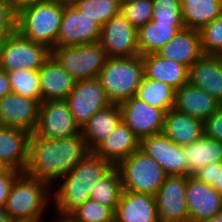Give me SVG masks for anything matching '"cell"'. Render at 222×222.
<instances>
[{"mask_svg": "<svg viewBox=\"0 0 222 222\" xmlns=\"http://www.w3.org/2000/svg\"><path fill=\"white\" fill-rule=\"evenodd\" d=\"M89 152L81 133L58 139H44L32 133L24 173L53 187Z\"/></svg>", "mask_w": 222, "mask_h": 222, "instance_id": "obj_1", "label": "cell"}, {"mask_svg": "<svg viewBox=\"0 0 222 222\" xmlns=\"http://www.w3.org/2000/svg\"><path fill=\"white\" fill-rule=\"evenodd\" d=\"M112 167L108 161L90 151L55 183L56 186L54 185L51 192L52 206L56 209V215L67 217L73 210L90 199L89 194L93 185Z\"/></svg>", "mask_w": 222, "mask_h": 222, "instance_id": "obj_2", "label": "cell"}, {"mask_svg": "<svg viewBox=\"0 0 222 222\" xmlns=\"http://www.w3.org/2000/svg\"><path fill=\"white\" fill-rule=\"evenodd\" d=\"M63 8L48 0L22 6L16 11V31L24 38L52 50L56 47Z\"/></svg>", "mask_w": 222, "mask_h": 222, "instance_id": "obj_3", "label": "cell"}, {"mask_svg": "<svg viewBox=\"0 0 222 222\" xmlns=\"http://www.w3.org/2000/svg\"><path fill=\"white\" fill-rule=\"evenodd\" d=\"M52 189L48 183L20 173L5 204L9 219L43 221L47 207L52 204Z\"/></svg>", "mask_w": 222, "mask_h": 222, "instance_id": "obj_4", "label": "cell"}, {"mask_svg": "<svg viewBox=\"0 0 222 222\" xmlns=\"http://www.w3.org/2000/svg\"><path fill=\"white\" fill-rule=\"evenodd\" d=\"M143 77L142 57L137 55L127 58H108L97 78L109 101L112 104H120L136 96Z\"/></svg>", "mask_w": 222, "mask_h": 222, "instance_id": "obj_5", "label": "cell"}, {"mask_svg": "<svg viewBox=\"0 0 222 222\" xmlns=\"http://www.w3.org/2000/svg\"><path fill=\"white\" fill-rule=\"evenodd\" d=\"M115 167L123 190L154 197L167 177L158 163L141 149L121 160Z\"/></svg>", "mask_w": 222, "mask_h": 222, "instance_id": "obj_6", "label": "cell"}, {"mask_svg": "<svg viewBox=\"0 0 222 222\" xmlns=\"http://www.w3.org/2000/svg\"><path fill=\"white\" fill-rule=\"evenodd\" d=\"M51 56L75 81L97 78L108 59L99 42L55 47Z\"/></svg>", "mask_w": 222, "mask_h": 222, "instance_id": "obj_7", "label": "cell"}, {"mask_svg": "<svg viewBox=\"0 0 222 222\" xmlns=\"http://www.w3.org/2000/svg\"><path fill=\"white\" fill-rule=\"evenodd\" d=\"M51 50L21 36L17 31L0 43V69L6 72L26 69L38 71Z\"/></svg>", "mask_w": 222, "mask_h": 222, "instance_id": "obj_8", "label": "cell"}, {"mask_svg": "<svg viewBox=\"0 0 222 222\" xmlns=\"http://www.w3.org/2000/svg\"><path fill=\"white\" fill-rule=\"evenodd\" d=\"M34 133L44 139L69 138L81 133L65 100L40 103L39 118Z\"/></svg>", "mask_w": 222, "mask_h": 222, "instance_id": "obj_9", "label": "cell"}, {"mask_svg": "<svg viewBox=\"0 0 222 222\" xmlns=\"http://www.w3.org/2000/svg\"><path fill=\"white\" fill-rule=\"evenodd\" d=\"M65 101L80 128L94 113L112 104L98 78L76 81Z\"/></svg>", "mask_w": 222, "mask_h": 222, "instance_id": "obj_10", "label": "cell"}, {"mask_svg": "<svg viewBox=\"0 0 222 222\" xmlns=\"http://www.w3.org/2000/svg\"><path fill=\"white\" fill-rule=\"evenodd\" d=\"M99 43L108 58H127L139 55L137 30L118 14L101 28Z\"/></svg>", "mask_w": 222, "mask_h": 222, "instance_id": "obj_11", "label": "cell"}, {"mask_svg": "<svg viewBox=\"0 0 222 222\" xmlns=\"http://www.w3.org/2000/svg\"><path fill=\"white\" fill-rule=\"evenodd\" d=\"M101 26L87 18L74 6L64 7L56 47L99 42Z\"/></svg>", "mask_w": 222, "mask_h": 222, "instance_id": "obj_12", "label": "cell"}, {"mask_svg": "<svg viewBox=\"0 0 222 222\" xmlns=\"http://www.w3.org/2000/svg\"><path fill=\"white\" fill-rule=\"evenodd\" d=\"M188 176H167L155 195L159 222H189L185 190Z\"/></svg>", "mask_w": 222, "mask_h": 222, "instance_id": "obj_13", "label": "cell"}, {"mask_svg": "<svg viewBox=\"0 0 222 222\" xmlns=\"http://www.w3.org/2000/svg\"><path fill=\"white\" fill-rule=\"evenodd\" d=\"M119 105L122 121L138 139L162 133L165 115L162 110L142 102L136 96Z\"/></svg>", "mask_w": 222, "mask_h": 222, "instance_id": "obj_14", "label": "cell"}, {"mask_svg": "<svg viewBox=\"0 0 222 222\" xmlns=\"http://www.w3.org/2000/svg\"><path fill=\"white\" fill-rule=\"evenodd\" d=\"M140 149L157 162L167 176H188L182 146L173 143L163 133L142 138Z\"/></svg>", "mask_w": 222, "mask_h": 222, "instance_id": "obj_15", "label": "cell"}, {"mask_svg": "<svg viewBox=\"0 0 222 222\" xmlns=\"http://www.w3.org/2000/svg\"><path fill=\"white\" fill-rule=\"evenodd\" d=\"M40 100L29 99L10 92L0 99V126L26 130L34 133Z\"/></svg>", "mask_w": 222, "mask_h": 222, "instance_id": "obj_16", "label": "cell"}, {"mask_svg": "<svg viewBox=\"0 0 222 222\" xmlns=\"http://www.w3.org/2000/svg\"><path fill=\"white\" fill-rule=\"evenodd\" d=\"M185 199L189 222L211 219L222 212V195L191 175L187 177Z\"/></svg>", "mask_w": 222, "mask_h": 222, "instance_id": "obj_17", "label": "cell"}, {"mask_svg": "<svg viewBox=\"0 0 222 222\" xmlns=\"http://www.w3.org/2000/svg\"><path fill=\"white\" fill-rule=\"evenodd\" d=\"M187 83L222 101V55H202L188 68Z\"/></svg>", "mask_w": 222, "mask_h": 222, "instance_id": "obj_18", "label": "cell"}, {"mask_svg": "<svg viewBox=\"0 0 222 222\" xmlns=\"http://www.w3.org/2000/svg\"><path fill=\"white\" fill-rule=\"evenodd\" d=\"M139 149L140 139L121 120L93 152L112 166H116L121 160Z\"/></svg>", "mask_w": 222, "mask_h": 222, "instance_id": "obj_19", "label": "cell"}, {"mask_svg": "<svg viewBox=\"0 0 222 222\" xmlns=\"http://www.w3.org/2000/svg\"><path fill=\"white\" fill-rule=\"evenodd\" d=\"M114 222H159L155 197L123 190L114 212Z\"/></svg>", "mask_w": 222, "mask_h": 222, "instance_id": "obj_20", "label": "cell"}, {"mask_svg": "<svg viewBox=\"0 0 222 222\" xmlns=\"http://www.w3.org/2000/svg\"><path fill=\"white\" fill-rule=\"evenodd\" d=\"M219 107L220 102L209 93L188 83L175 90L173 109L203 122Z\"/></svg>", "mask_w": 222, "mask_h": 222, "instance_id": "obj_21", "label": "cell"}, {"mask_svg": "<svg viewBox=\"0 0 222 222\" xmlns=\"http://www.w3.org/2000/svg\"><path fill=\"white\" fill-rule=\"evenodd\" d=\"M30 133L0 126V161L8 168L24 172L28 160Z\"/></svg>", "mask_w": 222, "mask_h": 222, "instance_id": "obj_22", "label": "cell"}, {"mask_svg": "<svg viewBox=\"0 0 222 222\" xmlns=\"http://www.w3.org/2000/svg\"><path fill=\"white\" fill-rule=\"evenodd\" d=\"M156 53L165 59L181 63L190 68L203 55L199 31L188 28L179 30Z\"/></svg>", "mask_w": 222, "mask_h": 222, "instance_id": "obj_23", "label": "cell"}, {"mask_svg": "<svg viewBox=\"0 0 222 222\" xmlns=\"http://www.w3.org/2000/svg\"><path fill=\"white\" fill-rule=\"evenodd\" d=\"M38 75L42 102L65 100L76 82L51 55L38 70Z\"/></svg>", "mask_w": 222, "mask_h": 222, "instance_id": "obj_24", "label": "cell"}, {"mask_svg": "<svg viewBox=\"0 0 222 222\" xmlns=\"http://www.w3.org/2000/svg\"><path fill=\"white\" fill-rule=\"evenodd\" d=\"M144 77L164 82L174 90L187 84L188 68L181 63L165 59L157 53L141 56Z\"/></svg>", "mask_w": 222, "mask_h": 222, "instance_id": "obj_25", "label": "cell"}, {"mask_svg": "<svg viewBox=\"0 0 222 222\" xmlns=\"http://www.w3.org/2000/svg\"><path fill=\"white\" fill-rule=\"evenodd\" d=\"M162 133L179 146L188 145L204 135V122L171 109L164 115Z\"/></svg>", "mask_w": 222, "mask_h": 222, "instance_id": "obj_26", "label": "cell"}, {"mask_svg": "<svg viewBox=\"0 0 222 222\" xmlns=\"http://www.w3.org/2000/svg\"><path fill=\"white\" fill-rule=\"evenodd\" d=\"M122 120L119 104H110L108 107L94 113L81 127V134L89 151H93Z\"/></svg>", "mask_w": 222, "mask_h": 222, "instance_id": "obj_27", "label": "cell"}, {"mask_svg": "<svg viewBox=\"0 0 222 222\" xmlns=\"http://www.w3.org/2000/svg\"><path fill=\"white\" fill-rule=\"evenodd\" d=\"M188 176L206 164L222 162V143L203 135L188 145H183Z\"/></svg>", "mask_w": 222, "mask_h": 222, "instance_id": "obj_28", "label": "cell"}, {"mask_svg": "<svg viewBox=\"0 0 222 222\" xmlns=\"http://www.w3.org/2000/svg\"><path fill=\"white\" fill-rule=\"evenodd\" d=\"M185 28L200 31L222 14V0H180Z\"/></svg>", "mask_w": 222, "mask_h": 222, "instance_id": "obj_29", "label": "cell"}, {"mask_svg": "<svg viewBox=\"0 0 222 222\" xmlns=\"http://www.w3.org/2000/svg\"><path fill=\"white\" fill-rule=\"evenodd\" d=\"M184 24L146 23L137 30V45L139 55L143 56L156 53L169 42L179 30L184 29Z\"/></svg>", "mask_w": 222, "mask_h": 222, "instance_id": "obj_30", "label": "cell"}, {"mask_svg": "<svg viewBox=\"0 0 222 222\" xmlns=\"http://www.w3.org/2000/svg\"><path fill=\"white\" fill-rule=\"evenodd\" d=\"M136 97L164 113L173 109L175 104V90L172 87L164 82L153 81L146 77H143Z\"/></svg>", "mask_w": 222, "mask_h": 222, "instance_id": "obj_31", "label": "cell"}, {"mask_svg": "<svg viewBox=\"0 0 222 222\" xmlns=\"http://www.w3.org/2000/svg\"><path fill=\"white\" fill-rule=\"evenodd\" d=\"M122 191L120 175L117 168L113 166L93 185L89 197L115 212Z\"/></svg>", "mask_w": 222, "mask_h": 222, "instance_id": "obj_32", "label": "cell"}, {"mask_svg": "<svg viewBox=\"0 0 222 222\" xmlns=\"http://www.w3.org/2000/svg\"><path fill=\"white\" fill-rule=\"evenodd\" d=\"M74 7L101 27L120 14V0H79Z\"/></svg>", "mask_w": 222, "mask_h": 222, "instance_id": "obj_33", "label": "cell"}, {"mask_svg": "<svg viewBox=\"0 0 222 222\" xmlns=\"http://www.w3.org/2000/svg\"><path fill=\"white\" fill-rule=\"evenodd\" d=\"M7 75L13 93L42 102L38 71L17 69L7 72Z\"/></svg>", "mask_w": 222, "mask_h": 222, "instance_id": "obj_34", "label": "cell"}, {"mask_svg": "<svg viewBox=\"0 0 222 222\" xmlns=\"http://www.w3.org/2000/svg\"><path fill=\"white\" fill-rule=\"evenodd\" d=\"M66 218L71 222H114V211L110 207L88 199Z\"/></svg>", "mask_w": 222, "mask_h": 222, "instance_id": "obj_35", "label": "cell"}, {"mask_svg": "<svg viewBox=\"0 0 222 222\" xmlns=\"http://www.w3.org/2000/svg\"><path fill=\"white\" fill-rule=\"evenodd\" d=\"M152 0H131L121 3L120 13L138 30L152 20Z\"/></svg>", "mask_w": 222, "mask_h": 222, "instance_id": "obj_36", "label": "cell"}, {"mask_svg": "<svg viewBox=\"0 0 222 222\" xmlns=\"http://www.w3.org/2000/svg\"><path fill=\"white\" fill-rule=\"evenodd\" d=\"M199 34L204 55H222V14L204 26Z\"/></svg>", "mask_w": 222, "mask_h": 222, "instance_id": "obj_37", "label": "cell"}, {"mask_svg": "<svg viewBox=\"0 0 222 222\" xmlns=\"http://www.w3.org/2000/svg\"><path fill=\"white\" fill-rule=\"evenodd\" d=\"M152 22L164 24H184L180 0H152Z\"/></svg>", "mask_w": 222, "mask_h": 222, "instance_id": "obj_38", "label": "cell"}, {"mask_svg": "<svg viewBox=\"0 0 222 222\" xmlns=\"http://www.w3.org/2000/svg\"><path fill=\"white\" fill-rule=\"evenodd\" d=\"M16 31V10L8 0H0V43Z\"/></svg>", "mask_w": 222, "mask_h": 222, "instance_id": "obj_39", "label": "cell"}, {"mask_svg": "<svg viewBox=\"0 0 222 222\" xmlns=\"http://www.w3.org/2000/svg\"><path fill=\"white\" fill-rule=\"evenodd\" d=\"M204 135L222 143V108L219 107L205 122Z\"/></svg>", "mask_w": 222, "mask_h": 222, "instance_id": "obj_40", "label": "cell"}, {"mask_svg": "<svg viewBox=\"0 0 222 222\" xmlns=\"http://www.w3.org/2000/svg\"><path fill=\"white\" fill-rule=\"evenodd\" d=\"M20 173L14 169H7L0 174V207H5L10 188Z\"/></svg>", "mask_w": 222, "mask_h": 222, "instance_id": "obj_41", "label": "cell"}, {"mask_svg": "<svg viewBox=\"0 0 222 222\" xmlns=\"http://www.w3.org/2000/svg\"><path fill=\"white\" fill-rule=\"evenodd\" d=\"M217 175V163L206 164L202 168L198 169L193 176L196 180L212 185L216 180Z\"/></svg>", "mask_w": 222, "mask_h": 222, "instance_id": "obj_42", "label": "cell"}, {"mask_svg": "<svg viewBox=\"0 0 222 222\" xmlns=\"http://www.w3.org/2000/svg\"><path fill=\"white\" fill-rule=\"evenodd\" d=\"M12 92L6 71L0 69V99Z\"/></svg>", "mask_w": 222, "mask_h": 222, "instance_id": "obj_43", "label": "cell"}, {"mask_svg": "<svg viewBox=\"0 0 222 222\" xmlns=\"http://www.w3.org/2000/svg\"><path fill=\"white\" fill-rule=\"evenodd\" d=\"M211 186L222 195V162L217 163L216 180Z\"/></svg>", "mask_w": 222, "mask_h": 222, "instance_id": "obj_44", "label": "cell"}, {"mask_svg": "<svg viewBox=\"0 0 222 222\" xmlns=\"http://www.w3.org/2000/svg\"><path fill=\"white\" fill-rule=\"evenodd\" d=\"M38 0H8L10 5L17 11L22 6L31 4L33 2H36Z\"/></svg>", "mask_w": 222, "mask_h": 222, "instance_id": "obj_45", "label": "cell"}, {"mask_svg": "<svg viewBox=\"0 0 222 222\" xmlns=\"http://www.w3.org/2000/svg\"><path fill=\"white\" fill-rule=\"evenodd\" d=\"M63 7L74 6L79 0H48Z\"/></svg>", "mask_w": 222, "mask_h": 222, "instance_id": "obj_46", "label": "cell"}, {"mask_svg": "<svg viewBox=\"0 0 222 222\" xmlns=\"http://www.w3.org/2000/svg\"><path fill=\"white\" fill-rule=\"evenodd\" d=\"M9 216L5 210V207H0V222H8Z\"/></svg>", "mask_w": 222, "mask_h": 222, "instance_id": "obj_47", "label": "cell"}, {"mask_svg": "<svg viewBox=\"0 0 222 222\" xmlns=\"http://www.w3.org/2000/svg\"><path fill=\"white\" fill-rule=\"evenodd\" d=\"M200 222H222V212L219 213L218 215H215L211 219L203 220Z\"/></svg>", "mask_w": 222, "mask_h": 222, "instance_id": "obj_48", "label": "cell"}, {"mask_svg": "<svg viewBox=\"0 0 222 222\" xmlns=\"http://www.w3.org/2000/svg\"><path fill=\"white\" fill-rule=\"evenodd\" d=\"M56 219V220H55ZM55 221L53 222H71L69 219H67L66 217H55L54 218Z\"/></svg>", "mask_w": 222, "mask_h": 222, "instance_id": "obj_49", "label": "cell"}, {"mask_svg": "<svg viewBox=\"0 0 222 222\" xmlns=\"http://www.w3.org/2000/svg\"><path fill=\"white\" fill-rule=\"evenodd\" d=\"M8 222H43V221H29V220H20V219H9Z\"/></svg>", "mask_w": 222, "mask_h": 222, "instance_id": "obj_50", "label": "cell"}, {"mask_svg": "<svg viewBox=\"0 0 222 222\" xmlns=\"http://www.w3.org/2000/svg\"><path fill=\"white\" fill-rule=\"evenodd\" d=\"M8 168L0 161V174L5 172Z\"/></svg>", "mask_w": 222, "mask_h": 222, "instance_id": "obj_51", "label": "cell"}, {"mask_svg": "<svg viewBox=\"0 0 222 222\" xmlns=\"http://www.w3.org/2000/svg\"><path fill=\"white\" fill-rule=\"evenodd\" d=\"M126 1H131V0H120L121 3L126 2Z\"/></svg>", "mask_w": 222, "mask_h": 222, "instance_id": "obj_52", "label": "cell"}]
</instances>
